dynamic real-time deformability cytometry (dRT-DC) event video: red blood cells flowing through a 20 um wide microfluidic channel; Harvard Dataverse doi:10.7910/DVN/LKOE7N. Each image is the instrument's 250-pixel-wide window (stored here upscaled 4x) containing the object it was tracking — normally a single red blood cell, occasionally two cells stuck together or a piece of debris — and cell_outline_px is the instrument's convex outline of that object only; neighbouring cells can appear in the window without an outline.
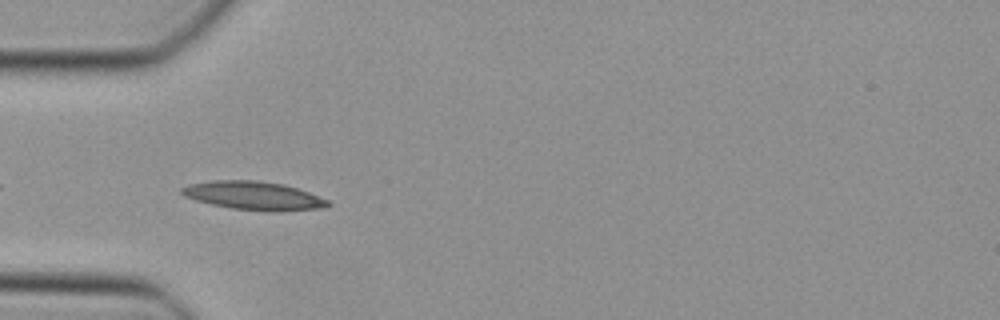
{"species": "Egyptian fruit bat (a non-hibernating species)", "species_latin": "Rousettus aegyptiacus", "temperature_condition": "cold", "stored_images_in_passage": 35, "camera_frame_rate_fps": 3000, "um_per_image_px": 0.085, "animal": {"sex": "female"}, "frame": {"image": 1, "passage_image": 2, "time_ms": 0.333, "image_size_px": [1000, 320], "cell_outline_px": [[332, 204], [324, 208], [272, 212], [268, 212], [232, 208], [212, 204], [196, 200], [184, 196], [180, 192], [180, 188], [188, 184], [212, 180], [256, 180], [280, 184], [296, 188], [308, 192], [328, 200]], "centroid_in_image_um": [21.54, 16.64], "position_along_channel_um": 63.5, "area_um2": 24.22}}
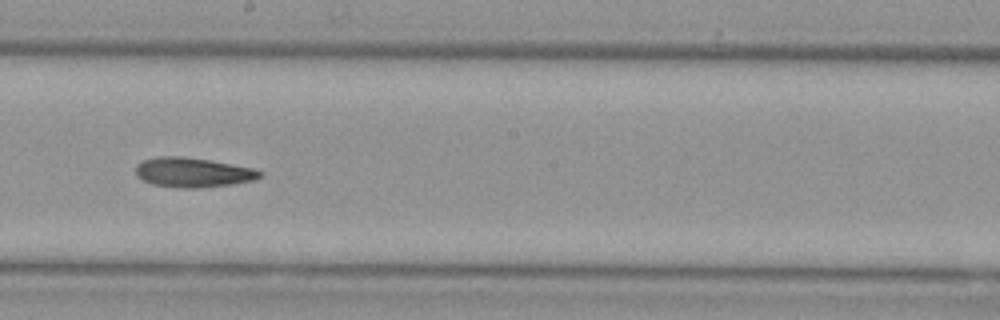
{"frame": {"image": 2, "passage_image": 14, "time_ms": 4.333, "image_size_px": [1000, 320], "cell_outline_px": [[264, 176], [256, 180], [232, 184], [196, 188], [180, 188], [152, 184], [136, 176], [136, 164], [144, 160], [156, 156], [184, 156], [212, 160], [252, 168], [264, 172]], "centroid_in_image_um": [16.42, 14.65], "position_along_channel_um": 231.8, "area_um2": 21.68}}
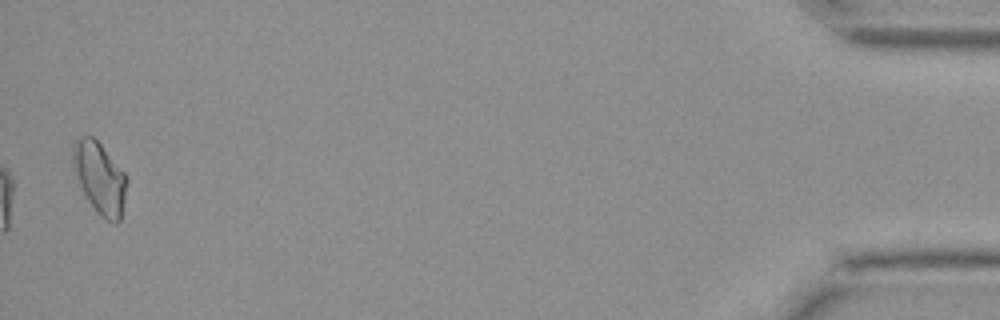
{"frame": {"image": 3, "passage_image": 34, "time_ms": 11.0, "image_size_px": [1000, 320], "cell_outline_px": [[128, 180], [120, 220], [116, 224], [104, 220], [96, 212], [88, 200], [80, 184], [72, 164], [72, 144], [80, 136], [92, 136], [100, 144], [128, 176]], "centroid_in_image_um": [8.48, 15.13], "position_along_channel_um": 426.7, "area_um2": 22.43}}